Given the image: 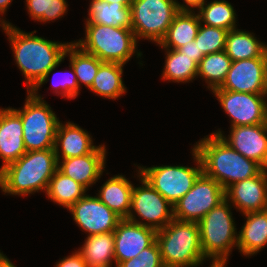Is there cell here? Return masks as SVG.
I'll return each mask as SVG.
<instances>
[{
    "mask_svg": "<svg viewBox=\"0 0 267 267\" xmlns=\"http://www.w3.org/2000/svg\"><path fill=\"white\" fill-rule=\"evenodd\" d=\"M0 25L8 36L16 64L24 75L27 92H38L41 85L49 80V75L64 61L70 42H53L34 35L36 31L25 33L3 19Z\"/></svg>",
    "mask_w": 267,
    "mask_h": 267,
    "instance_id": "obj_1",
    "label": "cell"
},
{
    "mask_svg": "<svg viewBox=\"0 0 267 267\" xmlns=\"http://www.w3.org/2000/svg\"><path fill=\"white\" fill-rule=\"evenodd\" d=\"M202 172L215 179L224 190L232 184L258 175L264 168L231 148L219 135L211 134L196 142Z\"/></svg>",
    "mask_w": 267,
    "mask_h": 267,
    "instance_id": "obj_2",
    "label": "cell"
},
{
    "mask_svg": "<svg viewBox=\"0 0 267 267\" xmlns=\"http://www.w3.org/2000/svg\"><path fill=\"white\" fill-rule=\"evenodd\" d=\"M58 165L54 148L28 151L0 170V188L4 194L18 196L30 195L40 190L46 193Z\"/></svg>",
    "mask_w": 267,
    "mask_h": 267,
    "instance_id": "obj_3",
    "label": "cell"
},
{
    "mask_svg": "<svg viewBox=\"0 0 267 267\" xmlns=\"http://www.w3.org/2000/svg\"><path fill=\"white\" fill-rule=\"evenodd\" d=\"M165 267H197L204 262L197 222L173 219L156 233Z\"/></svg>",
    "mask_w": 267,
    "mask_h": 267,
    "instance_id": "obj_4",
    "label": "cell"
},
{
    "mask_svg": "<svg viewBox=\"0 0 267 267\" xmlns=\"http://www.w3.org/2000/svg\"><path fill=\"white\" fill-rule=\"evenodd\" d=\"M226 199L211 209L199 222L201 246L212 266H225L232 247H237L238 234Z\"/></svg>",
    "mask_w": 267,
    "mask_h": 267,
    "instance_id": "obj_5",
    "label": "cell"
},
{
    "mask_svg": "<svg viewBox=\"0 0 267 267\" xmlns=\"http://www.w3.org/2000/svg\"><path fill=\"white\" fill-rule=\"evenodd\" d=\"M85 38L74 43L83 51L95 55L103 62L125 65L137 53V40L134 32L129 28H114L95 23L85 24Z\"/></svg>",
    "mask_w": 267,
    "mask_h": 267,
    "instance_id": "obj_6",
    "label": "cell"
},
{
    "mask_svg": "<svg viewBox=\"0 0 267 267\" xmlns=\"http://www.w3.org/2000/svg\"><path fill=\"white\" fill-rule=\"evenodd\" d=\"M14 110L22 119L27 152L54 148L60 120L38 92H28L22 110Z\"/></svg>",
    "mask_w": 267,
    "mask_h": 267,
    "instance_id": "obj_7",
    "label": "cell"
},
{
    "mask_svg": "<svg viewBox=\"0 0 267 267\" xmlns=\"http://www.w3.org/2000/svg\"><path fill=\"white\" fill-rule=\"evenodd\" d=\"M131 29L136 40L144 38L157 45L179 12L176 0H133Z\"/></svg>",
    "mask_w": 267,
    "mask_h": 267,
    "instance_id": "obj_8",
    "label": "cell"
},
{
    "mask_svg": "<svg viewBox=\"0 0 267 267\" xmlns=\"http://www.w3.org/2000/svg\"><path fill=\"white\" fill-rule=\"evenodd\" d=\"M197 167L188 166H138L141 176L156 189L167 201L174 205L192 187L202 173V163L196 150L192 149Z\"/></svg>",
    "mask_w": 267,
    "mask_h": 267,
    "instance_id": "obj_9",
    "label": "cell"
},
{
    "mask_svg": "<svg viewBox=\"0 0 267 267\" xmlns=\"http://www.w3.org/2000/svg\"><path fill=\"white\" fill-rule=\"evenodd\" d=\"M225 199L223 187L202 172L193 187L173 205L174 219L198 223Z\"/></svg>",
    "mask_w": 267,
    "mask_h": 267,
    "instance_id": "obj_10",
    "label": "cell"
},
{
    "mask_svg": "<svg viewBox=\"0 0 267 267\" xmlns=\"http://www.w3.org/2000/svg\"><path fill=\"white\" fill-rule=\"evenodd\" d=\"M138 173L142 185L132 188L131 209L127 219L156 231L161 230L174 219V207L141 176L140 170ZM134 211L147 222L136 219Z\"/></svg>",
    "mask_w": 267,
    "mask_h": 267,
    "instance_id": "obj_11",
    "label": "cell"
},
{
    "mask_svg": "<svg viewBox=\"0 0 267 267\" xmlns=\"http://www.w3.org/2000/svg\"><path fill=\"white\" fill-rule=\"evenodd\" d=\"M212 92L230 117L231 127L266 124L267 95L222 89H214Z\"/></svg>",
    "mask_w": 267,
    "mask_h": 267,
    "instance_id": "obj_12",
    "label": "cell"
},
{
    "mask_svg": "<svg viewBox=\"0 0 267 267\" xmlns=\"http://www.w3.org/2000/svg\"><path fill=\"white\" fill-rule=\"evenodd\" d=\"M216 89L266 95V52L259 58L234 61Z\"/></svg>",
    "mask_w": 267,
    "mask_h": 267,
    "instance_id": "obj_13",
    "label": "cell"
},
{
    "mask_svg": "<svg viewBox=\"0 0 267 267\" xmlns=\"http://www.w3.org/2000/svg\"><path fill=\"white\" fill-rule=\"evenodd\" d=\"M68 211L76 224L89 235L114 232L121 218L98 197L85 195Z\"/></svg>",
    "mask_w": 267,
    "mask_h": 267,
    "instance_id": "obj_14",
    "label": "cell"
},
{
    "mask_svg": "<svg viewBox=\"0 0 267 267\" xmlns=\"http://www.w3.org/2000/svg\"><path fill=\"white\" fill-rule=\"evenodd\" d=\"M229 137H224L222 131L213 134L219 135L231 148L244 157L256 161L267 169V125H244L230 127Z\"/></svg>",
    "mask_w": 267,
    "mask_h": 267,
    "instance_id": "obj_15",
    "label": "cell"
},
{
    "mask_svg": "<svg viewBox=\"0 0 267 267\" xmlns=\"http://www.w3.org/2000/svg\"><path fill=\"white\" fill-rule=\"evenodd\" d=\"M156 233L157 231L150 227L121 219L113 232L115 267L123 261L137 257L156 240Z\"/></svg>",
    "mask_w": 267,
    "mask_h": 267,
    "instance_id": "obj_16",
    "label": "cell"
},
{
    "mask_svg": "<svg viewBox=\"0 0 267 267\" xmlns=\"http://www.w3.org/2000/svg\"><path fill=\"white\" fill-rule=\"evenodd\" d=\"M225 197L243 214L267 210V169L232 184L225 190Z\"/></svg>",
    "mask_w": 267,
    "mask_h": 267,
    "instance_id": "obj_17",
    "label": "cell"
},
{
    "mask_svg": "<svg viewBox=\"0 0 267 267\" xmlns=\"http://www.w3.org/2000/svg\"><path fill=\"white\" fill-rule=\"evenodd\" d=\"M106 152L105 145H99L87 155L62 159L58 162L60 164L58 170L88 190V187L95 184L103 173Z\"/></svg>",
    "mask_w": 267,
    "mask_h": 267,
    "instance_id": "obj_18",
    "label": "cell"
},
{
    "mask_svg": "<svg viewBox=\"0 0 267 267\" xmlns=\"http://www.w3.org/2000/svg\"><path fill=\"white\" fill-rule=\"evenodd\" d=\"M26 152L20 115L14 108H0V158L3 160L0 170Z\"/></svg>",
    "mask_w": 267,
    "mask_h": 267,
    "instance_id": "obj_19",
    "label": "cell"
},
{
    "mask_svg": "<svg viewBox=\"0 0 267 267\" xmlns=\"http://www.w3.org/2000/svg\"><path fill=\"white\" fill-rule=\"evenodd\" d=\"M93 144L89 133L77 124L71 122L59 123L54 146L58 162L61 160L60 158L68 159L91 153L97 147ZM59 147H61V150Z\"/></svg>",
    "mask_w": 267,
    "mask_h": 267,
    "instance_id": "obj_20",
    "label": "cell"
},
{
    "mask_svg": "<svg viewBox=\"0 0 267 267\" xmlns=\"http://www.w3.org/2000/svg\"><path fill=\"white\" fill-rule=\"evenodd\" d=\"M246 222L238 234L237 247L244 256H251L267 245V210L244 213Z\"/></svg>",
    "mask_w": 267,
    "mask_h": 267,
    "instance_id": "obj_21",
    "label": "cell"
},
{
    "mask_svg": "<svg viewBox=\"0 0 267 267\" xmlns=\"http://www.w3.org/2000/svg\"><path fill=\"white\" fill-rule=\"evenodd\" d=\"M133 186L124 175H116L101 186L97 197L121 219H127L131 209Z\"/></svg>",
    "mask_w": 267,
    "mask_h": 267,
    "instance_id": "obj_22",
    "label": "cell"
},
{
    "mask_svg": "<svg viewBox=\"0 0 267 267\" xmlns=\"http://www.w3.org/2000/svg\"><path fill=\"white\" fill-rule=\"evenodd\" d=\"M200 24L199 16L194 11H179L160 41V47L178 49L192 42L197 36Z\"/></svg>",
    "mask_w": 267,
    "mask_h": 267,
    "instance_id": "obj_23",
    "label": "cell"
},
{
    "mask_svg": "<svg viewBox=\"0 0 267 267\" xmlns=\"http://www.w3.org/2000/svg\"><path fill=\"white\" fill-rule=\"evenodd\" d=\"M88 15L89 18L86 19V23L131 29V7L125 4L92 0Z\"/></svg>",
    "mask_w": 267,
    "mask_h": 267,
    "instance_id": "obj_24",
    "label": "cell"
},
{
    "mask_svg": "<svg viewBox=\"0 0 267 267\" xmlns=\"http://www.w3.org/2000/svg\"><path fill=\"white\" fill-rule=\"evenodd\" d=\"M88 267H112L115 262L113 232L89 235L78 249Z\"/></svg>",
    "mask_w": 267,
    "mask_h": 267,
    "instance_id": "obj_25",
    "label": "cell"
},
{
    "mask_svg": "<svg viewBox=\"0 0 267 267\" xmlns=\"http://www.w3.org/2000/svg\"><path fill=\"white\" fill-rule=\"evenodd\" d=\"M252 34L238 28L228 31L224 51L232 62L259 58L266 52L267 45Z\"/></svg>",
    "mask_w": 267,
    "mask_h": 267,
    "instance_id": "obj_26",
    "label": "cell"
},
{
    "mask_svg": "<svg viewBox=\"0 0 267 267\" xmlns=\"http://www.w3.org/2000/svg\"><path fill=\"white\" fill-rule=\"evenodd\" d=\"M123 66L119 63L103 62L93 80L90 90L108 99H117L126 93L123 83Z\"/></svg>",
    "mask_w": 267,
    "mask_h": 267,
    "instance_id": "obj_27",
    "label": "cell"
},
{
    "mask_svg": "<svg viewBox=\"0 0 267 267\" xmlns=\"http://www.w3.org/2000/svg\"><path fill=\"white\" fill-rule=\"evenodd\" d=\"M86 188L57 170L49 181L46 195L51 201L69 209L86 195Z\"/></svg>",
    "mask_w": 267,
    "mask_h": 267,
    "instance_id": "obj_28",
    "label": "cell"
},
{
    "mask_svg": "<svg viewBox=\"0 0 267 267\" xmlns=\"http://www.w3.org/2000/svg\"><path fill=\"white\" fill-rule=\"evenodd\" d=\"M67 54L70 56V65L76 74L79 89L81 83L90 89L103 61L98 59L95 55L86 53L74 42H70L66 47L64 58L68 56Z\"/></svg>",
    "mask_w": 267,
    "mask_h": 267,
    "instance_id": "obj_29",
    "label": "cell"
},
{
    "mask_svg": "<svg viewBox=\"0 0 267 267\" xmlns=\"http://www.w3.org/2000/svg\"><path fill=\"white\" fill-rule=\"evenodd\" d=\"M197 13L200 23L226 30L236 29V13L231 3L225 0H214L203 3Z\"/></svg>",
    "mask_w": 267,
    "mask_h": 267,
    "instance_id": "obj_30",
    "label": "cell"
},
{
    "mask_svg": "<svg viewBox=\"0 0 267 267\" xmlns=\"http://www.w3.org/2000/svg\"><path fill=\"white\" fill-rule=\"evenodd\" d=\"M162 79L173 82H189L198 74V65L177 49H166Z\"/></svg>",
    "mask_w": 267,
    "mask_h": 267,
    "instance_id": "obj_31",
    "label": "cell"
},
{
    "mask_svg": "<svg viewBox=\"0 0 267 267\" xmlns=\"http://www.w3.org/2000/svg\"><path fill=\"white\" fill-rule=\"evenodd\" d=\"M232 60L225 51L205 55L198 65V74L208 84V88H219L230 70Z\"/></svg>",
    "mask_w": 267,
    "mask_h": 267,
    "instance_id": "obj_32",
    "label": "cell"
},
{
    "mask_svg": "<svg viewBox=\"0 0 267 267\" xmlns=\"http://www.w3.org/2000/svg\"><path fill=\"white\" fill-rule=\"evenodd\" d=\"M28 14L34 20L50 22L56 20L67 12L66 0H26Z\"/></svg>",
    "mask_w": 267,
    "mask_h": 267,
    "instance_id": "obj_33",
    "label": "cell"
},
{
    "mask_svg": "<svg viewBox=\"0 0 267 267\" xmlns=\"http://www.w3.org/2000/svg\"><path fill=\"white\" fill-rule=\"evenodd\" d=\"M228 30L200 24L197 36L199 53L204 56L225 50L226 35Z\"/></svg>",
    "mask_w": 267,
    "mask_h": 267,
    "instance_id": "obj_34",
    "label": "cell"
},
{
    "mask_svg": "<svg viewBox=\"0 0 267 267\" xmlns=\"http://www.w3.org/2000/svg\"><path fill=\"white\" fill-rule=\"evenodd\" d=\"M117 267H165L160 248L155 240L149 247L142 250L137 257L121 262Z\"/></svg>",
    "mask_w": 267,
    "mask_h": 267,
    "instance_id": "obj_35",
    "label": "cell"
},
{
    "mask_svg": "<svg viewBox=\"0 0 267 267\" xmlns=\"http://www.w3.org/2000/svg\"><path fill=\"white\" fill-rule=\"evenodd\" d=\"M70 73L67 76L66 75V71H64L65 75L64 77H62L61 81L59 80V82H57V84H55L54 80L52 81L51 84H54V89H55V94H60L62 97H66L67 99H74L78 96L79 94V86H78V82H77V78H76V74L72 68V66L70 65ZM68 74V73H67ZM55 75V73H54Z\"/></svg>",
    "mask_w": 267,
    "mask_h": 267,
    "instance_id": "obj_36",
    "label": "cell"
},
{
    "mask_svg": "<svg viewBox=\"0 0 267 267\" xmlns=\"http://www.w3.org/2000/svg\"><path fill=\"white\" fill-rule=\"evenodd\" d=\"M183 55L191 58L193 62L199 65L200 61L204 58L202 53H199L198 43H196L195 39L192 42L187 43L186 45L177 49Z\"/></svg>",
    "mask_w": 267,
    "mask_h": 267,
    "instance_id": "obj_37",
    "label": "cell"
},
{
    "mask_svg": "<svg viewBox=\"0 0 267 267\" xmlns=\"http://www.w3.org/2000/svg\"><path fill=\"white\" fill-rule=\"evenodd\" d=\"M55 267H88L82 255L75 251L72 255L64 257Z\"/></svg>",
    "mask_w": 267,
    "mask_h": 267,
    "instance_id": "obj_38",
    "label": "cell"
},
{
    "mask_svg": "<svg viewBox=\"0 0 267 267\" xmlns=\"http://www.w3.org/2000/svg\"><path fill=\"white\" fill-rule=\"evenodd\" d=\"M207 1L205 0H184V3L186 4H180L176 1V5L179 11H189L193 12L194 8L199 9L203 3Z\"/></svg>",
    "mask_w": 267,
    "mask_h": 267,
    "instance_id": "obj_39",
    "label": "cell"
},
{
    "mask_svg": "<svg viewBox=\"0 0 267 267\" xmlns=\"http://www.w3.org/2000/svg\"><path fill=\"white\" fill-rule=\"evenodd\" d=\"M0 267H16L3 253L0 256Z\"/></svg>",
    "mask_w": 267,
    "mask_h": 267,
    "instance_id": "obj_40",
    "label": "cell"
},
{
    "mask_svg": "<svg viewBox=\"0 0 267 267\" xmlns=\"http://www.w3.org/2000/svg\"><path fill=\"white\" fill-rule=\"evenodd\" d=\"M12 0H0V14H4L7 11V7L10 5Z\"/></svg>",
    "mask_w": 267,
    "mask_h": 267,
    "instance_id": "obj_41",
    "label": "cell"
},
{
    "mask_svg": "<svg viewBox=\"0 0 267 267\" xmlns=\"http://www.w3.org/2000/svg\"><path fill=\"white\" fill-rule=\"evenodd\" d=\"M107 3H114L115 4H125L126 6H131L133 0H101Z\"/></svg>",
    "mask_w": 267,
    "mask_h": 267,
    "instance_id": "obj_42",
    "label": "cell"
},
{
    "mask_svg": "<svg viewBox=\"0 0 267 267\" xmlns=\"http://www.w3.org/2000/svg\"><path fill=\"white\" fill-rule=\"evenodd\" d=\"M266 95H267V49H266Z\"/></svg>",
    "mask_w": 267,
    "mask_h": 267,
    "instance_id": "obj_43",
    "label": "cell"
},
{
    "mask_svg": "<svg viewBox=\"0 0 267 267\" xmlns=\"http://www.w3.org/2000/svg\"><path fill=\"white\" fill-rule=\"evenodd\" d=\"M266 125H267V104H266Z\"/></svg>",
    "mask_w": 267,
    "mask_h": 267,
    "instance_id": "obj_44",
    "label": "cell"
},
{
    "mask_svg": "<svg viewBox=\"0 0 267 267\" xmlns=\"http://www.w3.org/2000/svg\"><path fill=\"white\" fill-rule=\"evenodd\" d=\"M210 267H226V266H212V264H210Z\"/></svg>",
    "mask_w": 267,
    "mask_h": 267,
    "instance_id": "obj_45",
    "label": "cell"
}]
</instances>
